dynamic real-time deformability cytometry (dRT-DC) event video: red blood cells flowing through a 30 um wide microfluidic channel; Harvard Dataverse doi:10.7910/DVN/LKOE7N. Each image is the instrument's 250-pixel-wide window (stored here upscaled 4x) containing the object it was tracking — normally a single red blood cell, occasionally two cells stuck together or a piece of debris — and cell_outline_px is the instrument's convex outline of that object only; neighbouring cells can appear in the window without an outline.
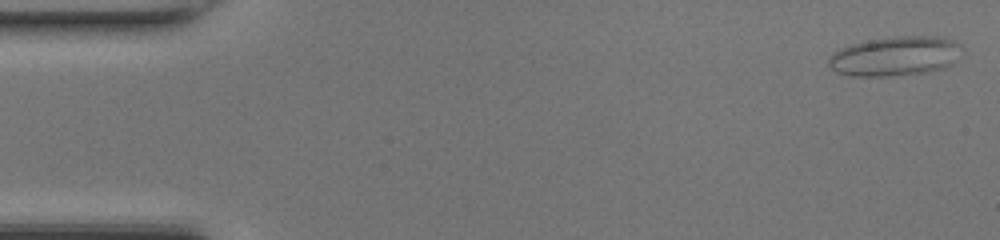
{"species": "common noctule bat (a hibernating species)", "species_latin": "Nyctalus noctula", "temperature_condition": "room temperature", "stored_images_in_passage": 47, "camera_frame_rate_fps": 3000, "um_per_image_px": 0.085, "animal": {"sex": "female", "body_mass_g": 17.0, "forearm_length_mm": 48.0}, "frame": {"image": 1, "passage_image": 1, "time_ms": 0.0, "image_size_px": [1000, 240], "cell_outline_px": [[964, 48], [956, 60], [952, 64], [944, 68], [928, 72], [888, 76], [852, 76], [836, 72], [828, 64], [828, 60], [832, 52], [840, 48], [852, 44], [868, 40], [888, 36], [940, 36], [952, 40], [960, 44]], "centroid_in_image_um": [76.11, 4.76], "position_along_channel_um": 8.9, "area_um2": 31.04}}
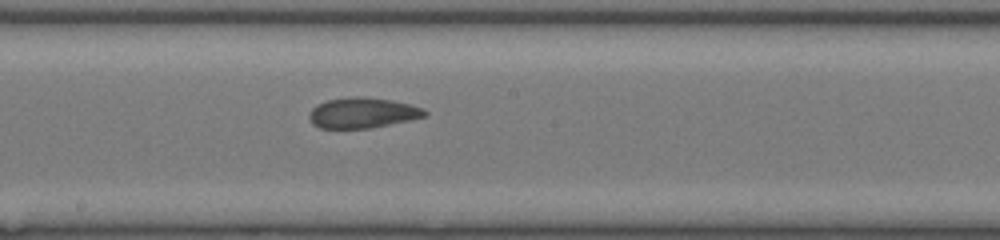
{"frame": {"image": 2, "passage_image": 25, "time_ms": 8.0, "image_size_px": [1000, 240], "cell_outline_px": [[428, 112], [424, 116], [408, 120], [372, 128], [320, 128], [312, 124], [308, 116], [312, 108], [316, 104], [328, 100], [356, 96], [360, 96], [392, 100], [424, 108]], "centroid_in_image_um": [30.79, 9.59], "position_along_channel_um": 217.4, "area_um2": 20.4}}
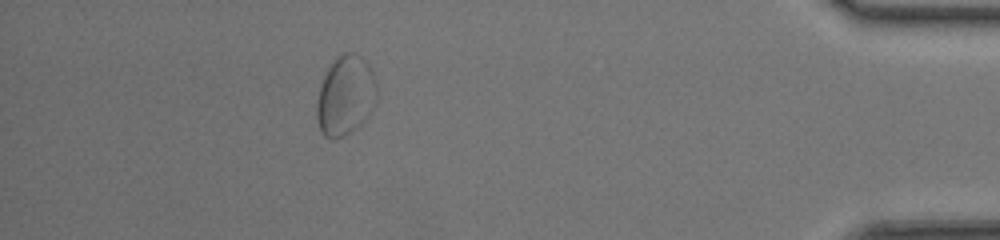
{"frame": {"image": 3, "passage_image": 42, "time_ms": 13.667, "image_size_px": [1000, 240], "cell_outline_px": [[376, 100], [372, 108], [360, 124], [336, 140], [332, 140], [324, 136], [320, 132], [316, 116], [316, 104], [320, 84], [328, 68], [336, 56], [344, 52], [352, 52], [360, 56], [368, 64], [372, 72], [376, 84]], "centroid_in_image_um": [29.32, 8.12], "position_along_channel_um": 405.9, "area_um2": 27.8}, "authors_computed_cell_mechanics": {"area_um2": 21.7328, "velocity_mm_per_s": 4.3191, "shape_relaxation_time_tau1_ms": null, "shape_relaxation_time_tau2_ms": 2.5399, "deformation_change_tau1": null, "deformation_change_tau2": 0.0765}}